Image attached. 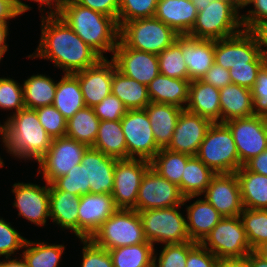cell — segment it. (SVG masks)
<instances>
[{
  "instance_id": "47",
  "label": "cell",
  "mask_w": 267,
  "mask_h": 267,
  "mask_svg": "<svg viewBox=\"0 0 267 267\" xmlns=\"http://www.w3.org/2000/svg\"><path fill=\"white\" fill-rule=\"evenodd\" d=\"M35 110L39 122L52 139L66 136L67 121L53 105L40 107Z\"/></svg>"
},
{
  "instance_id": "13",
  "label": "cell",
  "mask_w": 267,
  "mask_h": 267,
  "mask_svg": "<svg viewBox=\"0 0 267 267\" xmlns=\"http://www.w3.org/2000/svg\"><path fill=\"white\" fill-rule=\"evenodd\" d=\"M150 161L140 158L117 159L114 169L112 197L118 209H133L143 176Z\"/></svg>"
},
{
  "instance_id": "43",
  "label": "cell",
  "mask_w": 267,
  "mask_h": 267,
  "mask_svg": "<svg viewBox=\"0 0 267 267\" xmlns=\"http://www.w3.org/2000/svg\"><path fill=\"white\" fill-rule=\"evenodd\" d=\"M158 0H120L119 28L128 21L154 17Z\"/></svg>"
},
{
  "instance_id": "30",
  "label": "cell",
  "mask_w": 267,
  "mask_h": 267,
  "mask_svg": "<svg viewBox=\"0 0 267 267\" xmlns=\"http://www.w3.org/2000/svg\"><path fill=\"white\" fill-rule=\"evenodd\" d=\"M186 207L188 235L191 241L200 243L223 216L201 198Z\"/></svg>"
},
{
  "instance_id": "18",
  "label": "cell",
  "mask_w": 267,
  "mask_h": 267,
  "mask_svg": "<svg viewBox=\"0 0 267 267\" xmlns=\"http://www.w3.org/2000/svg\"><path fill=\"white\" fill-rule=\"evenodd\" d=\"M40 187L33 183H15L12 193L15 194L13 206L18 209V215L35 225H46L50 217L49 184Z\"/></svg>"
},
{
  "instance_id": "52",
  "label": "cell",
  "mask_w": 267,
  "mask_h": 267,
  "mask_svg": "<svg viewBox=\"0 0 267 267\" xmlns=\"http://www.w3.org/2000/svg\"><path fill=\"white\" fill-rule=\"evenodd\" d=\"M251 95L254 115L267 118V63L260 69Z\"/></svg>"
},
{
  "instance_id": "56",
  "label": "cell",
  "mask_w": 267,
  "mask_h": 267,
  "mask_svg": "<svg viewBox=\"0 0 267 267\" xmlns=\"http://www.w3.org/2000/svg\"><path fill=\"white\" fill-rule=\"evenodd\" d=\"M201 80L218 89L232 84L229 70L224 69L222 66L216 64L215 62L201 78Z\"/></svg>"
},
{
  "instance_id": "62",
  "label": "cell",
  "mask_w": 267,
  "mask_h": 267,
  "mask_svg": "<svg viewBox=\"0 0 267 267\" xmlns=\"http://www.w3.org/2000/svg\"><path fill=\"white\" fill-rule=\"evenodd\" d=\"M245 258L249 261L251 267H267V260L256 251H251Z\"/></svg>"
},
{
  "instance_id": "12",
  "label": "cell",
  "mask_w": 267,
  "mask_h": 267,
  "mask_svg": "<svg viewBox=\"0 0 267 267\" xmlns=\"http://www.w3.org/2000/svg\"><path fill=\"white\" fill-rule=\"evenodd\" d=\"M127 145V159L151 160L160 150L145 109L127 110L121 119ZM136 155V156H135Z\"/></svg>"
},
{
  "instance_id": "35",
  "label": "cell",
  "mask_w": 267,
  "mask_h": 267,
  "mask_svg": "<svg viewBox=\"0 0 267 267\" xmlns=\"http://www.w3.org/2000/svg\"><path fill=\"white\" fill-rule=\"evenodd\" d=\"M92 148L116 159H127V145L121 120L100 121Z\"/></svg>"
},
{
  "instance_id": "42",
  "label": "cell",
  "mask_w": 267,
  "mask_h": 267,
  "mask_svg": "<svg viewBox=\"0 0 267 267\" xmlns=\"http://www.w3.org/2000/svg\"><path fill=\"white\" fill-rule=\"evenodd\" d=\"M158 64L160 74L188 80V69L182 56V35L168 48L158 54Z\"/></svg>"
},
{
  "instance_id": "10",
  "label": "cell",
  "mask_w": 267,
  "mask_h": 267,
  "mask_svg": "<svg viewBox=\"0 0 267 267\" xmlns=\"http://www.w3.org/2000/svg\"><path fill=\"white\" fill-rule=\"evenodd\" d=\"M257 31L243 30L235 36L215 40V63L230 70L247 63H267Z\"/></svg>"
},
{
  "instance_id": "17",
  "label": "cell",
  "mask_w": 267,
  "mask_h": 267,
  "mask_svg": "<svg viewBox=\"0 0 267 267\" xmlns=\"http://www.w3.org/2000/svg\"><path fill=\"white\" fill-rule=\"evenodd\" d=\"M223 217L239 216L243 211L236 173H218L202 194Z\"/></svg>"
},
{
  "instance_id": "16",
  "label": "cell",
  "mask_w": 267,
  "mask_h": 267,
  "mask_svg": "<svg viewBox=\"0 0 267 267\" xmlns=\"http://www.w3.org/2000/svg\"><path fill=\"white\" fill-rule=\"evenodd\" d=\"M111 59L118 71L146 86L160 74L158 55L128 48L120 39Z\"/></svg>"
},
{
  "instance_id": "48",
  "label": "cell",
  "mask_w": 267,
  "mask_h": 267,
  "mask_svg": "<svg viewBox=\"0 0 267 267\" xmlns=\"http://www.w3.org/2000/svg\"><path fill=\"white\" fill-rule=\"evenodd\" d=\"M26 240L10 222L0 218V256L11 257L14 252L23 248Z\"/></svg>"
},
{
  "instance_id": "21",
  "label": "cell",
  "mask_w": 267,
  "mask_h": 267,
  "mask_svg": "<svg viewBox=\"0 0 267 267\" xmlns=\"http://www.w3.org/2000/svg\"><path fill=\"white\" fill-rule=\"evenodd\" d=\"M73 75L79 80L86 106L94 107L111 94L113 60L101 58L95 65Z\"/></svg>"
},
{
  "instance_id": "22",
  "label": "cell",
  "mask_w": 267,
  "mask_h": 267,
  "mask_svg": "<svg viewBox=\"0 0 267 267\" xmlns=\"http://www.w3.org/2000/svg\"><path fill=\"white\" fill-rule=\"evenodd\" d=\"M116 158L89 147L81 164L86 165V186L92 194H111L114 186Z\"/></svg>"
},
{
  "instance_id": "50",
  "label": "cell",
  "mask_w": 267,
  "mask_h": 267,
  "mask_svg": "<svg viewBox=\"0 0 267 267\" xmlns=\"http://www.w3.org/2000/svg\"><path fill=\"white\" fill-rule=\"evenodd\" d=\"M80 241L83 243L81 267H113L108 250L95 245L90 239Z\"/></svg>"
},
{
  "instance_id": "57",
  "label": "cell",
  "mask_w": 267,
  "mask_h": 267,
  "mask_svg": "<svg viewBox=\"0 0 267 267\" xmlns=\"http://www.w3.org/2000/svg\"><path fill=\"white\" fill-rule=\"evenodd\" d=\"M31 1L37 2L39 4L40 7L39 10L42 9L41 7L43 6V10H40V12L44 11L45 6H48V9L50 10V12L49 11L46 12L48 15H58L69 0H31ZM17 5L21 14L31 9V7L28 4L22 2L21 0H17Z\"/></svg>"
},
{
  "instance_id": "32",
  "label": "cell",
  "mask_w": 267,
  "mask_h": 267,
  "mask_svg": "<svg viewBox=\"0 0 267 267\" xmlns=\"http://www.w3.org/2000/svg\"><path fill=\"white\" fill-rule=\"evenodd\" d=\"M243 208L267 209V176L241 166L236 172Z\"/></svg>"
},
{
  "instance_id": "31",
  "label": "cell",
  "mask_w": 267,
  "mask_h": 267,
  "mask_svg": "<svg viewBox=\"0 0 267 267\" xmlns=\"http://www.w3.org/2000/svg\"><path fill=\"white\" fill-rule=\"evenodd\" d=\"M111 93L122 101L127 110L145 109L151 102L147 86L122 74L114 62Z\"/></svg>"
},
{
  "instance_id": "59",
  "label": "cell",
  "mask_w": 267,
  "mask_h": 267,
  "mask_svg": "<svg viewBox=\"0 0 267 267\" xmlns=\"http://www.w3.org/2000/svg\"><path fill=\"white\" fill-rule=\"evenodd\" d=\"M248 171L267 176V149L243 165Z\"/></svg>"
},
{
  "instance_id": "29",
  "label": "cell",
  "mask_w": 267,
  "mask_h": 267,
  "mask_svg": "<svg viewBox=\"0 0 267 267\" xmlns=\"http://www.w3.org/2000/svg\"><path fill=\"white\" fill-rule=\"evenodd\" d=\"M221 123L254 115L251 89L230 84L220 89Z\"/></svg>"
},
{
  "instance_id": "26",
  "label": "cell",
  "mask_w": 267,
  "mask_h": 267,
  "mask_svg": "<svg viewBox=\"0 0 267 267\" xmlns=\"http://www.w3.org/2000/svg\"><path fill=\"white\" fill-rule=\"evenodd\" d=\"M81 196L57 190L49 184L50 217L62 230L69 229L78 238V208Z\"/></svg>"
},
{
  "instance_id": "61",
  "label": "cell",
  "mask_w": 267,
  "mask_h": 267,
  "mask_svg": "<svg viewBox=\"0 0 267 267\" xmlns=\"http://www.w3.org/2000/svg\"><path fill=\"white\" fill-rule=\"evenodd\" d=\"M8 29V23L0 24V61L8 50V45L6 44V39L9 35Z\"/></svg>"
},
{
  "instance_id": "41",
  "label": "cell",
  "mask_w": 267,
  "mask_h": 267,
  "mask_svg": "<svg viewBox=\"0 0 267 267\" xmlns=\"http://www.w3.org/2000/svg\"><path fill=\"white\" fill-rule=\"evenodd\" d=\"M239 217L252 251L267 243V209L243 208Z\"/></svg>"
},
{
  "instance_id": "44",
  "label": "cell",
  "mask_w": 267,
  "mask_h": 267,
  "mask_svg": "<svg viewBox=\"0 0 267 267\" xmlns=\"http://www.w3.org/2000/svg\"><path fill=\"white\" fill-rule=\"evenodd\" d=\"M197 242L188 241L180 244H165L157 259L154 253L153 267H186L188 252Z\"/></svg>"
},
{
  "instance_id": "8",
  "label": "cell",
  "mask_w": 267,
  "mask_h": 267,
  "mask_svg": "<svg viewBox=\"0 0 267 267\" xmlns=\"http://www.w3.org/2000/svg\"><path fill=\"white\" fill-rule=\"evenodd\" d=\"M181 206L183 205L138 212L148 242L154 245L159 242L180 244L191 241L187 232L186 217L182 216L179 210Z\"/></svg>"
},
{
  "instance_id": "46",
  "label": "cell",
  "mask_w": 267,
  "mask_h": 267,
  "mask_svg": "<svg viewBox=\"0 0 267 267\" xmlns=\"http://www.w3.org/2000/svg\"><path fill=\"white\" fill-rule=\"evenodd\" d=\"M24 107L23 86L14 79L0 77V109H15L13 113H18Z\"/></svg>"
},
{
  "instance_id": "65",
  "label": "cell",
  "mask_w": 267,
  "mask_h": 267,
  "mask_svg": "<svg viewBox=\"0 0 267 267\" xmlns=\"http://www.w3.org/2000/svg\"><path fill=\"white\" fill-rule=\"evenodd\" d=\"M256 252L262 256L265 260H267V243L263 244L262 246H260Z\"/></svg>"
},
{
  "instance_id": "20",
  "label": "cell",
  "mask_w": 267,
  "mask_h": 267,
  "mask_svg": "<svg viewBox=\"0 0 267 267\" xmlns=\"http://www.w3.org/2000/svg\"><path fill=\"white\" fill-rule=\"evenodd\" d=\"M117 209L111 194L82 195L78 208V238L90 239Z\"/></svg>"
},
{
  "instance_id": "63",
  "label": "cell",
  "mask_w": 267,
  "mask_h": 267,
  "mask_svg": "<svg viewBox=\"0 0 267 267\" xmlns=\"http://www.w3.org/2000/svg\"><path fill=\"white\" fill-rule=\"evenodd\" d=\"M11 257H6V260L0 261V267H28L25 259H10ZM8 259V260H7Z\"/></svg>"
},
{
  "instance_id": "28",
  "label": "cell",
  "mask_w": 267,
  "mask_h": 267,
  "mask_svg": "<svg viewBox=\"0 0 267 267\" xmlns=\"http://www.w3.org/2000/svg\"><path fill=\"white\" fill-rule=\"evenodd\" d=\"M149 117L152 131L157 146L167 148L172 140V136L177 124L182 108L175 105L150 102L145 107Z\"/></svg>"
},
{
  "instance_id": "36",
  "label": "cell",
  "mask_w": 267,
  "mask_h": 267,
  "mask_svg": "<svg viewBox=\"0 0 267 267\" xmlns=\"http://www.w3.org/2000/svg\"><path fill=\"white\" fill-rule=\"evenodd\" d=\"M100 125L92 107H84L67 120L66 137L93 147Z\"/></svg>"
},
{
  "instance_id": "27",
  "label": "cell",
  "mask_w": 267,
  "mask_h": 267,
  "mask_svg": "<svg viewBox=\"0 0 267 267\" xmlns=\"http://www.w3.org/2000/svg\"><path fill=\"white\" fill-rule=\"evenodd\" d=\"M190 80L159 74L147 86L151 102L175 105L185 109L189 100Z\"/></svg>"
},
{
  "instance_id": "49",
  "label": "cell",
  "mask_w": 267,
  "mask_h": 267,
  "mask_svg": "<svg viewBox=\"0 0 267 267\" xmlns=\"http://www.w3.org/2000/svg\"><path fill=\"white\" fill-rule=\"evenodd\" d=\"M251 4L254 9L241 15L242 26L244 30L257 31L267 24V0H245L242 9Z\"/></svg>"
},
{
  "instance_id": "54",
  "label": "cell",
  "mask_w": 267,
  "mask_h": 267,
  "mask_svg": "<svg viewBox=\"0 0 267 267\" xmlns=\"http://www.w3.org/2000/svg\"><path fill=\"white\" fill-rule=\"evenodd\" d=\"M219 259L207 248L197 243L189 252L186 267H218Z\"/></svg>"
},
{
  "instance_id": "7",
  "label": "cell",
  "mask_w": 267,
  "mask_h": 267,
  "mask_svg": "<svg viewBox=\"0 0 267 267\" xmlns=\"http://www.w3.org/2000/svg\"><path fill=\"white\" fill-rule=\"evenodd\" d=\"M218 173H235L241 166L232 133L224 123H212L196 155Z\"/></svg>"
},
{
  "instance_id": "23",
  "label": "cell",
  "mask_w": 267,
  "mask_h": 267,
  "mask_svg": "<svg viewBox=\"0 0 267 267\" xmlns=\"http://www.w3.org/2000/svg\"><path fill=\"white\" fill-rule=\"evenodd\" d=\"M198 13L197 0H158L154 17L178 35H188Z\"/></svg>"
},
{
  "instance_id": "37",
  "label": "cell",
  "mask_w": 267,
  "mask_h": 267,
  "mask_svg": "<svg viewBox=\"0 0 267 267\" xmlns=\"http://www.w3.org/2000/svg\"><path fill=\"white\" fill-rule=\"evenodd\" d=\"M25 108L38 109L53 104L57 81L45 74H36L27 78L23 83Z\"/></svg>"
},
{
  "instance_id": "5",
  "label": "cell",
  "mask_w": 267,
  "mask_h": 267,
  "mask_svg": "<svg viewBox=\"0 0 267 267\" xmlns=\"http://www.w3.org/2000/svg\"><path fill=\"white\" fill-rule=\"evenodd\" d=\"M90 240L106 250L145 243L144 230L138 211L117 209Z\"/></svg>"
},
{
  "instance_id": "14",
  "label": "cell",
  "mask_w": 267,
  "mask_h": 267,
  "mask_svg": "<svg viewBox=\"0 0 267 267\" xmlns=\"http://www.w3.org/2000/svg\"><path fill=\"white\" fill-rule=\"evenodd\" d=\"M236 143L239 161L244 165L267 149V118L253 115L224 123Z\"/></svg>"
},
{
  "instance_id": "33",
  "label": "cell",
  "mask_w": 267,
  "mask_h": 267,
  "mask_svg": "<svg viewBox=\"0 0 267 267\" xmlns=\"http://www.w3.org/2000/svg\"><path fill=\"white\" fill-rule=\"evenodd\" d=\"M66 119L86 107L79 80L73 74H64L57 82L52 104Z\"/></svg>"
},
{
  "instance_id": "4",
  "label": "cell",
  "mask_w": 267,
  "mask_h": 267,
  "mask_svg": "<svg viewBox=\"0 0 267 267\" xmlns=\"http://www.w3.org/2000/svg\"><path fill=\"white\" fill-rule=\"evenodd\" d=\"M197 7V17L188 34L190 37L215 41L244 30L240 8L230 0H197Z\"/></svg>"
},
{
  "instance_id": "9",
  "label": "cell",
  "mask_w": 267,
  "mask_h": 267,
  "mask_svg": "<svg viewBox=\"0 0 267 267\" xmlns=\"http://www.w3.org/2000/svg\"><path fill=\"white\" fill-rule=\"evenodd\" d=\"M200 244L218 259L245 258L252 251L239 216L223 217Z\"/></svg>"
},
{
  "instance_id": "66",
  "label": "cell",
  "mask_w": 267,
  "mask_h": 267,
  "mask_svg": "<svg viewBox=\"0 0 267 267\" xmlns=\"http://www.w3.org/2000/svg\"><path fill=\"white\" fill-rule=\"evenodd\" d=\"M234 2L240 9H242L243 2L241 0H230Z\"/></svg>"
},
{
  "instance_id": "38",
  "label": "cell",
  "mask_w": 267,
  "mask_h": 267,
  "mask_svg": "<svg viewBox=\"0 0 267 267\" xmlns=\"http://www.w3.org/2000/svg\"><path fill=\"white\" fill-rule=\"evenodd\" d=\"M108 251L113 267H153L155 248L148 241Z\"/></svg>"
},
{
  "instance_id": "60",
  "label": "cell",
  "mask_w": 267,
  "mask_h": 267,
  "mask_svg": "<svg viewBox=\"0 0 267 267\" xmlns=\"http://www.w3.org/2000/svg\"><path fill=\"white\" fill-rule=\"evenodd\" d=\"M218 267H251L246 258L219 259Z\"/></svg>"
},
{
  "instance_id": "55",
  "label": "cell",
  "mask_w": 267,
  "mask_h": 267,
  "mask_svg": "<svg viewBox=\"0 0 267 267\" xmlns=\"http://www.w3.org/2000/svg\"><path fill=\"white\" fill-rule=\"evenodd\" d=\"M84 7L91 10L101 12L118 21V12L120 0H73Z\"/></svg>"
},
{
  "instance_id": "3",
  "label": "cell",
  "mask_w": 267,
  "mask_h": 267,
  "mask_svg": "<svg viewBox=\"0 0 267 267\" xmlns=\"http://www.w3.org/2000/svg\"><path fill=\"white\" fill-rule=\"evenodd\" d=\"M58 16L101 58L105 52H114L118 45L120 28L117 21L101 12L69 0Z\"/></svg>"
},
{
  "instance_id": "15",
  "label": "cell",
  "mask_w": 267,
  "mask_h": 267,
  "mask_svg": "<svg viewBox=\"0 0 267 267\" xmlns=\"http://www.w3.org/2000/svg\"><path fill=\"white\" fill-rule=\"evenodd\" d=\"M184 198L179 186L163 178L150 167L138 189L134 210L139 212L184 205Z\"/></svg>"
},
{
  "instance_id": "24",
  "label": "cell",
  "mask_w": 267,
  "mask_h": 267,
  "mask_svg": "<svg viewBox=\"0 0 267 267\" xmlns=\"http://www.w3.org/2000/svg\"><path fill=\"white\" fill-rule=\"evenodd\" d=\"M215 41L182 35V56L188 69V80L201 79L215 62Z\"/></svg>"
},
{
  "instance_id": "25",
  "label": "cell",
  "mask_w": 267,
  "mask_h": 267,
  "mask_svg": "<svg viewBox=\"0 0 267 267\" xmlns=\"http://www.w3.org/2000/svg\"><path fill=\"white\" fill-rule=\"evenodd\" d=\"M185 109L212 123H221L220 89L201 79L190 81L189 100Z\"/></svg>"
},
{
  "instance_id": "45",
  "label": "cell",
  "mask_w": 267,
  "mask_h": 267,
  "mask_svg": "<svg viewBox=\"0 0 267 267\" xmlns=\"http://www.w3.org/2000/svg\"><path fill=\"white\" fill-rule=\"evenodd\" d=\"M52 185L57 190L67 191L78 196L90 193V187L86 186V165H75L66 175L56 179Z\"/></svg>"
},
{
  "instance_id": "51",
  "label": "cell",
  "mask_w": 267,
  "mask_h": 267,
  "mask_svg": "<svg viewBox=\"0 0 267 267\" xmlns=\"http://www.w3.org/2000/svg\"><path fill=\"white\" fill-rule=\"evenodd\" d=\"M92 108L100 121L121 120L127 112L122 101L112 93Z\"/></svg>"
},
{
  "instance_id": "11",
  "label": "cell",
  "mask_w": 267,
  "mask_h": 267,
  "mask_svg": "<svg viewBox=\"0 0 267 267\" xmlns=\"http://www.w3.org/2000/svg\"><path fill=\"white\" fill-rule=\"evenodd\" d=\"M88 148L87 145L66 136L54 138L48 151L38 161V173L41 174L42 171L45 182L52 184L75 165L81 164L83 154Z\"/></svg>"
},
{
  "instance_id": "53",
  "label": "cell",
  "mask_w": 267,
  "mask_h": 267,
  "mask_svg": "<svg viewBox=\"0 0 267 267\" xmlns=\"http://www.w3.org/2000/svg\"><path fill=\"white\" fill-rule=\"evenodd\" d=\"M266 63H247V65L234 66L229 70L233 84L251 89L255 84L260 69Z\"/></svg>"
},
{
  "instance_id": "39",
  "label": "cell",
  "mask_w": 267,
  "mask_h": 267,
  "mask_svg": "<svg viewBox=\"0 0 267 267\" xmlns=\"http://www.w3.org/2000/svg\"><path fill=\"white\" fill-rule=\"evenodd\" d=\"M192 156L173 152L162 148L150 160L151 168L163 178L179 186L181 191V180L187 161Z\"/></svg>"
},
{
  "instance_id": "40",
  "label": "cell",
  "mask_w": 267,
  "mask_h": 267,
  "mask_svg": "<svg viewBox=\"0 0 267 267\" xmlns=\"http://www.w3.org/2000/svg\"><path fill=\"white\" fill-rule=\"evenodd\" d=\"M22 258L28 267H59L65 246L26 240Z\"/></svg>"
},
{
  "instance_id": "64",
  "label": "cell",
  "mask_w": 267,
  "mask_h": 267,
  "mask_svg": "<svg viewBox=\"0 0 267 267\" xmlns=\"http://www.w3.org/2000/svg\"><path fill=\"white\" fill-rule=\"evenodd\" d=\"M258 34L260 35L261 41H262V47L263 48V56L266 58L267 61V24L263 25L259 30H257Z\"/></svg>"
},
{
  "instance_id": "6",
  "label": "cell",
  "mask_w": 267,
  "mask_h": 267,
  "mask_svg": "<svg viewBox=\"0 0 267 267\" xmlns=\"http://www.w3.org/2000/svg\"><path fill=\"white\" fill-rule=\"evenodd\" d=\"M179 35L155 17L125 22L119 39L128 47L158 55L177 40Z\"/></svg>"
},
{
  "instance_id": "67",
  "label": "cell",
  "mask_w": 267,
  "mask_h": 267,
  "mask_svg": "<svg viewBox=\"0 0 267 267\" xmlns=\"http://www.w3.org/2000/svg\"><path fill=\"white\" fill-rule=\"evenodd\" d=\"M4 166V162L2 160V158L0 157V167Z\"/></svg>"
},
{
  "instance_id": "58",
  "label": "cell",
  "mask_w": 267,
  "mask_h": 267,
  "mask_svg": "<svg viewBox=\"0 0 267 267\" xmlns=\"http://www.w3.org/2000/svg\"><path fill=\"white\" fill-rule=\"evenodd\" d=\"M21 15L17 0H0V24L8 23L7 20Z\"/></svg>"
},
{
  "instance_id": "34",
  "label": "cell",
  "mask_w": 267,
  "mask_h": 267,
  "mask_svg": "<svg viewBox=\"0 0 267 267\" xmlns=\"http://www.w3.org/2000/svg\"><path fill=\"white\" fill-rule=\"evenodd\" d=\"M216 173L207 167L197 156H192L186 163L181 180V193L185 202L201 196Z\"/></svg>"
},
{
  "instance_id": "19",
  "label": "cell",
  "mask_w": 267,
  "mask_h": 267,
  "mask_svg": "<svg viewBox=\"0 0 267 267\" xmlns=\"http://www.w3.org/2000/svg\"><path fill=\"white\" fill-rule=\"evenodd\" d=\"M212 122L198 114L183 109L167 149L173 152L196 156L200 144Z\"/></svg>"
},
{
  "instance_id": "2",
  "label": "cell",
  "mask_w": 267,
  "mask_h": 267,
  "mask_svg": "<svg viewBox=\"0 0 267 267\" xmlns=\"http://www.w3.org/2000/svg\"><path fill=\"white\" fill-rule=\"evenodd\" d=\"M0 135L7 153L24 161L31 159L38 162L53 140L39 122L36 110L25 107L0 125Z\"/></svg>"
},
{
  "instance_id": "1",
  "label": "cell",
  "mask_w": 267,
  "mask_h": 267,
  "mask_svg": "<svg viewBox=\"0 0 267 267\" xmlns=\"http://www.w3.org/2000/svg\"><path fill=\"white\" fill-rule=\"evenodd\" d=\"M41 22L40 43L29 58L51 60L64 74L85 70L101 59L58 15H42Z\"/></svg>"
}]
</instances>
